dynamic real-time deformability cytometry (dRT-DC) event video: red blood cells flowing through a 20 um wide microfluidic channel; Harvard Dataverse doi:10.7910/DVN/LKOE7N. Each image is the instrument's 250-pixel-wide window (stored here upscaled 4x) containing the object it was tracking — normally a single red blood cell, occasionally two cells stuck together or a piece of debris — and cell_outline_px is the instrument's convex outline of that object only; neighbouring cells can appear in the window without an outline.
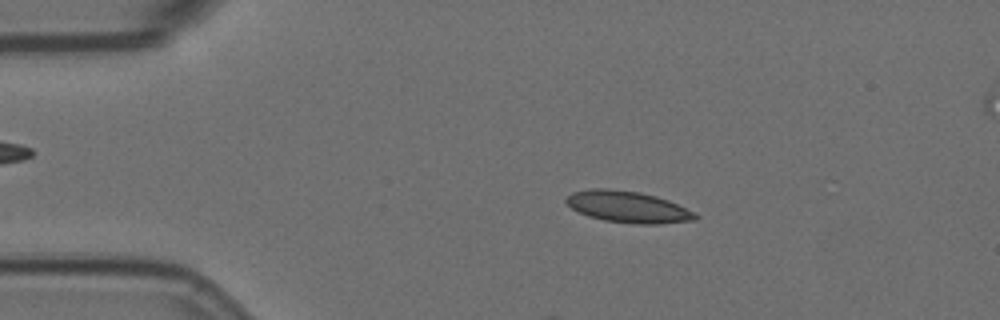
{"species": "Egyptian fruit bat (a non-hibernating species)", "species_latin": "Rousettus aegyptiacus", "temperature_condition": "room temperature", "stored_images_in_passage": 13, "camera_frame_rate_fps": 3000, "um_per_image_px": 0.085, "animal": {"sex": "female"}, "frame": {"image": 1, "passage_image": 10, "time_ms": 3.0, "image_size_px": [1000, 320], "cell_outline_px": [[700, 216], [696, 220], [660, 224], [636, 224], [604, 220], [588, 216], [572, 208], [564, 200], [572, 192], [592, 188], [608, 188], [640, 192], [656, 196], [668, 200]], "centroid_in_image_um": [53.36, 17.58], "position_along_channel_um": 31.6, "area_um2": 23.58}}